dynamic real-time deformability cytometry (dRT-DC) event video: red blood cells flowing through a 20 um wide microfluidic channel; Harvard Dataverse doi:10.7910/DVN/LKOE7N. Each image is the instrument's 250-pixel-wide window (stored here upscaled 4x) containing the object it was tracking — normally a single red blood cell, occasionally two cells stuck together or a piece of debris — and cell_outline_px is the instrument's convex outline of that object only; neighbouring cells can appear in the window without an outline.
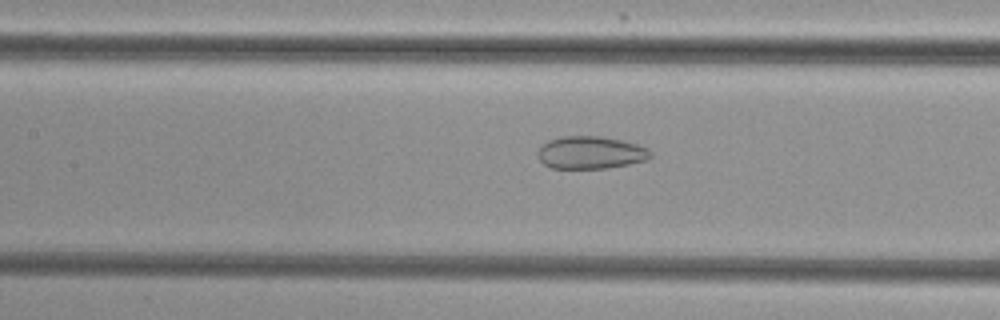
{"species": "common noctule bat (a hibernating species)", "species_latin": "Nyctalus noctula", "temperature_condition": "cold", "stored_images_in_passage": 54, "camera_frame_rate_fps": 3000, "um_per_image_px": 0.085, "animal": {"sex": "female", "body_mass_g": 29.2, "forearm_length_mm": 56.3}, "frame": {"image": 1, "passage_image": 25, "time_ms": 8.0, "image_size_px": [1000, 320], "cell_outline_px": [[652, 156], [648, 160], [608, 168], [552, 168], [544, 164], [536, 156], [536, 152], [548, 140], [564, 136], [600, 136], [620, 140], [636, 144], [648, 148], [652, 152]], "centroid_in_image_um": [50.21, 12.97], "position_along_channel_um": 157.2, "area_um2": 21.44}}
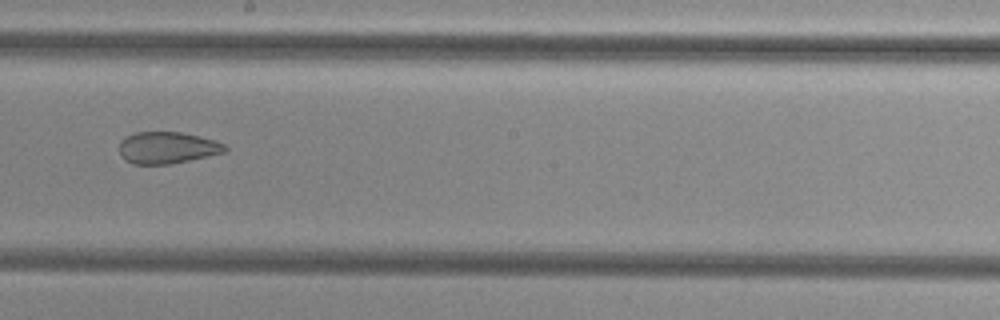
{"frame": {"image": 2, "passage_image": 31, "time_ms": 10.0, "image_size_px": [1000, 320], "cell_outline_px": [[228, 148], [224, 152], [188, 160], [168, 164], [132, 164], [120, 152], [120, 140], [136, 132], [180, 132], [200, 136], [216, 140], [224, 144]], "centroid_in_image_um": [14.24, 12.54], "position_along_channel_um": 234.0, "area_um2": 19.25}}
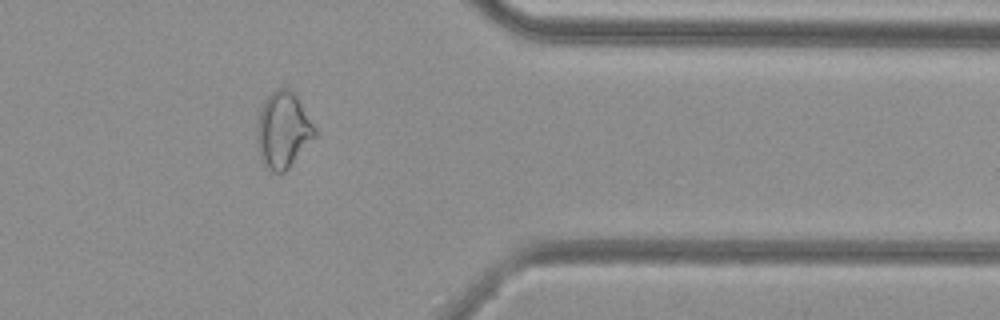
{"frame": {"image": 3, "passage_image": 44, "time_ms": 14.333, "image_size_px": [1000, 320], "cell_outline_px": [[316, 136], [288, 168], [284, 172], [272, 172], [260, 160], [256, 136], [256, 128], [260, 112], [268, 96], [276, 88], [288, 88], [296, 96], [316, 128]], "centroid_in_image_um": [24.05, 11.08], "position_along_channel_um": 387.3, "area_um2": 25.32}, "authors_computed_cell_mechanics": {"area_um2": 26.7903, "velocity_mm_per_s": 3.8538, "shape_relaxation_time_tau1_ms": null, "shape_relaxation_time_tau2_ms": 2.7367, "deformation_change_tau1": null, "deformation_change_tau2": 0.0959}}